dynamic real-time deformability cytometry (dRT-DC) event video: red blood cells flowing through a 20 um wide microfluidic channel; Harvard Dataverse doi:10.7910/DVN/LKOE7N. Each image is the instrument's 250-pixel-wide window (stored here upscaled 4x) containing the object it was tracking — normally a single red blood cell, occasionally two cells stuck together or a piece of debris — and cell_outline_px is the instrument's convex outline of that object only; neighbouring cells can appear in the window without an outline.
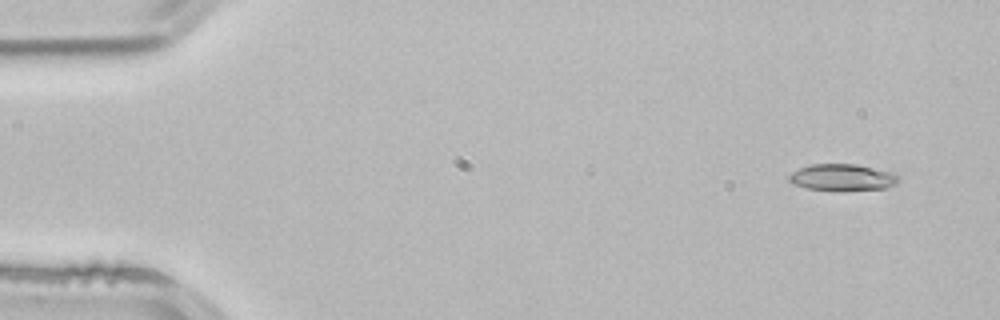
{"species": "common noctule bat (a hibernating species)", "species_latin": "Nyctalus noctula", "temperature_condition": "room temperature", "stored_images_in_passage": 4, "segment_of_instrument_passage": [1, 2], "camera_frame_rate_fps": 3000, "um_per_image_px": 0.085, "animal": {"sex": "male", "body_mass_g": 21.5, "forearm_length_mm": 52.0}, "frame": {"image": 1, "passage_image": 1, "time_ms": 0.0, "image_size_px": [1000, 320], "cell_outline_px": [[900, 180], [896, 184], [884, 188], [808, 188], [792, 184], [788, 180], [788, 176], [792, 172], [800, 168], [812, 164], [856, 164], [892, 172]], "centroid_in_image_um": [71.57, 15.03], "position_along_channel_um": 13.4, "area_um2": 16.13}}
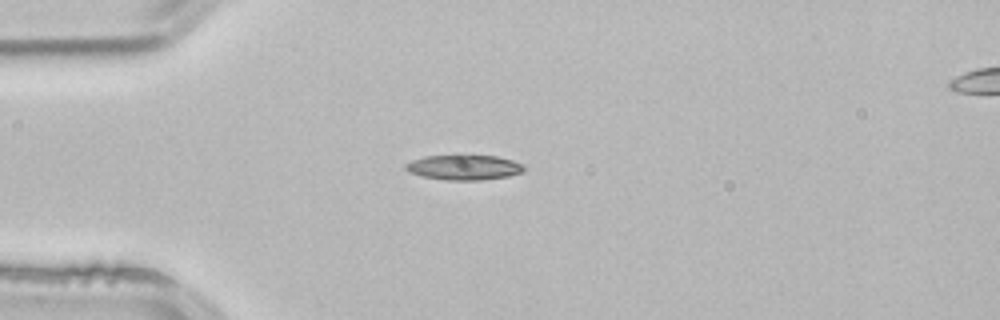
{"frame": {"image": 2, "passage_image": 3, "time_ms": 0.667, "image_size_px": [1000, 320], "cell_outline_px": [[524, 172], [508, 176], [484, 180], [444, 180], [420, 176], [408, 172], [404, 168], [404, 164], [412, 160], [424, 156], [460, 152], [496, 156], [512, 160], [520, 164], [524, 168]], "centroid_in_image_um": [39.37, 14.18], "position_along_channel_um": 45.6, "area_um2": 18.26}}